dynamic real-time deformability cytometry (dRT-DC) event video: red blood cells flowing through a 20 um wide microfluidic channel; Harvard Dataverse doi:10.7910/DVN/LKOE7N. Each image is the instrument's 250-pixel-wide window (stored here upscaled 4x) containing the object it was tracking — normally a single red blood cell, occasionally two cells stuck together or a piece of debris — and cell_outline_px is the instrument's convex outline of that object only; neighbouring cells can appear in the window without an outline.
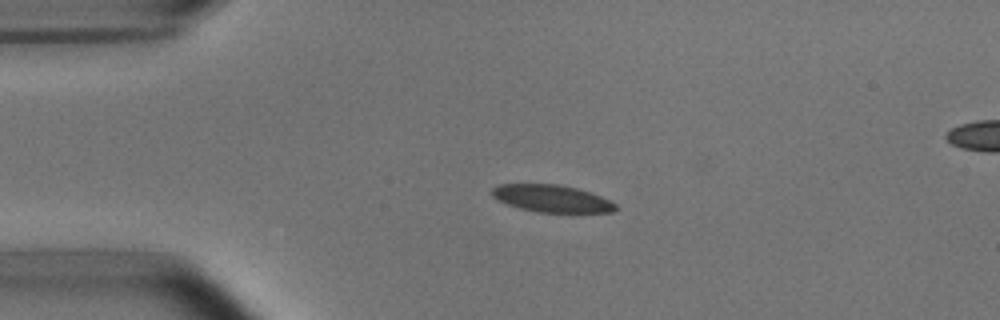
{"species": "common noctule bat (a hibernating species)", "species_latin": "Nyctalus noctula", "temperature_condition": "room temperature", "stored_images_in_passage": 4, "camera_frame_rate_fps": 3000, "um_per_image_px": 0.085, "animal": {"sex": "male", "body_mass_g": 15.6}, "frame": {"image": 1, "passage_image": 3, "time_ms": 2.333, "image_size_px": [1000, 320], "cell_outline_px": [[616, 208], [612, 212], [536, 212], [520, 208], [508, 204], [492, 196], [492, 188], [500, 184], [556, 184], [576, 188], [600, 196], [616, 204]], "centroid_in_image_um": [46.88, 16.87], "position_along_channel_um": 38.1, "area_um2": 19.25}}